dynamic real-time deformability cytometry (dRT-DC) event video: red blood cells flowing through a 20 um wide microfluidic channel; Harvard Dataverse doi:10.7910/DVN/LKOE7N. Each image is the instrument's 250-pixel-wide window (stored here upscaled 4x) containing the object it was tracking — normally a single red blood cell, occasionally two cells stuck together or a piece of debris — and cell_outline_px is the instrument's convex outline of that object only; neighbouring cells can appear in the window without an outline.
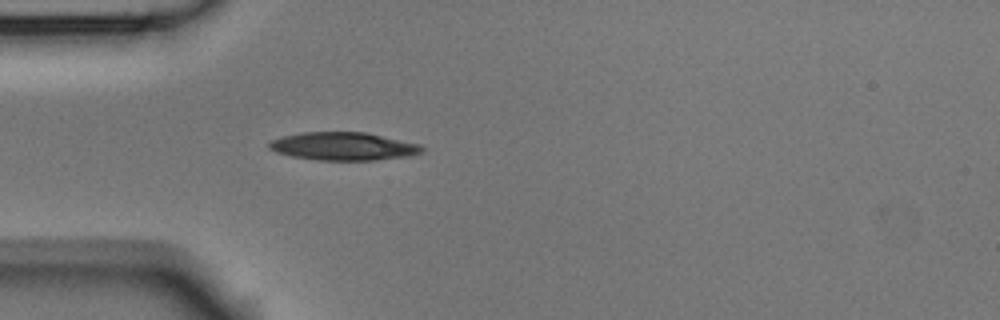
{"species": "Egyptian fruit bat (a non-hibernating species)", "species_latin": "Rousettus aegyptiacus", "temperature_condition": "room temperature", "stored_images_in_passage": 5, "camera_frame_rate_fps": 3000, "um_per_image_px": 0.085, "animal": {"sex": "male"}, "frame": {"image": 1, "passage_image": 5, "time_ms": 1.333, "image_size_px": [1000, 320], "cell_outline_px": [[428, 148], [424, 152], [408, 156], [376, 160], [320, 160], [292, 156], [276, 152], [268, 148], [268, 144], [272, 140], [284, 136], [300, 132], [364, 132], [420, 144]], "centroid_in_image_um": [29.23, 12.43], "position_along_channel_um": 55.8, "area_um2": 24.97}}